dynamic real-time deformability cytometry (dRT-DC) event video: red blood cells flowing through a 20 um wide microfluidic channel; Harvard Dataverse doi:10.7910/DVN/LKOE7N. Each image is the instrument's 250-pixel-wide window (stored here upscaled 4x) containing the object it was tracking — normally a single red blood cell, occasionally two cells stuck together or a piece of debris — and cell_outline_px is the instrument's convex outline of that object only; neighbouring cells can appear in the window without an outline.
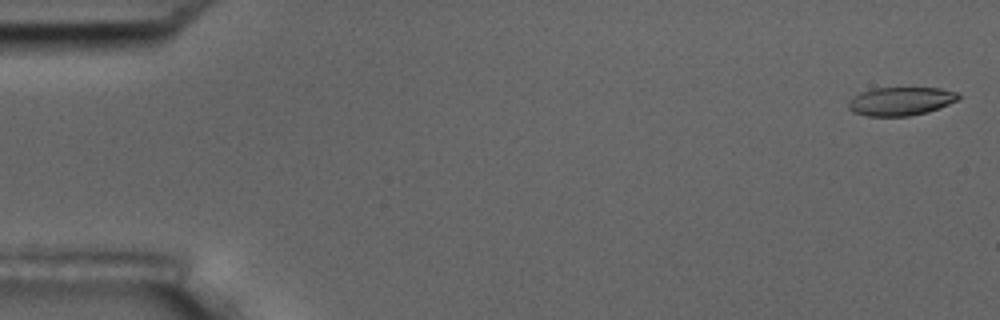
{"species": "common noctule bat (a hibernating species)", "species_latin": "Nyctalus noctula", "temperature_condition": "room temperature", "stored_images_in_passage": 7, "camera_frame_rate_fps": 3000, "um_per_image_px": 0.085, "animal": {"sex": "male", "body_mass_g": 17.5, "forearm_length_mm": 52.3}, "frame": {"image": 1, "passage_image": 1, "time_ms": 0.0, "image_size_px": [1000, 320], "cell_outline_px": [[960, 96], [956, 100], [940, 108], [928, 112], [908, 116], [868, 116], [852, 112], [848, 108], [848, 104], [860, 92], [876, 88], [940, 88], [956, 92]], "centroid_in_image_um": [76.57, 8.61], "position_along_channel_um": 8.4, "area_um2": 18.03}}
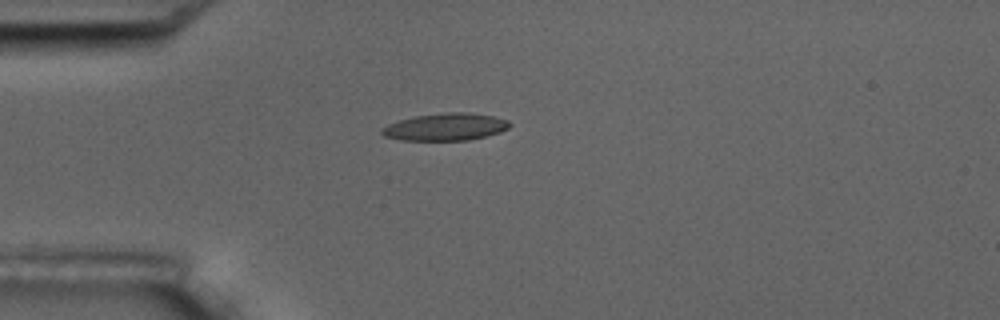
{"frame": {"image": 2, "passage_image": 5, "time_ms": 4.667, "image_size_px": [1000, 320], "cell_outline_px": [[512, 124], [508, 128], [500, 132], [468, 140], [400, 140], [384, 136], [380, 132], [380, 128], [388, 124], [400, 120], [416, 116], [444, 112], [468, 112], [492, 116], [508, 120]], "centroid_in_image_um": [37.85, 10.78], "position_along_channel_um": 47.1, "area_um2": 20.29}}
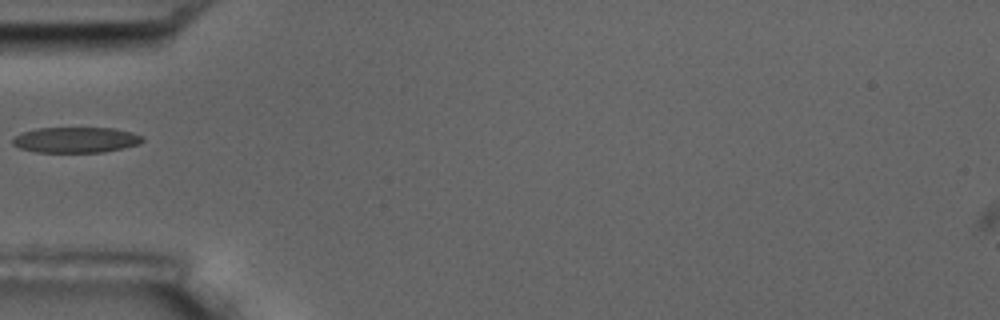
{"frame": {"image": 3, "passage_image": 6, "time_ms": 6.0, "image_size_px": [1000, 320], "cell_outline_px": [[144, 140], [140, 144], [104, 152], [36, 152], [20, 148], [12, 144], [12, 140], [20, 132], [36, 128], [116, 128], [132, 132], [144, 136]], "centroid_in_image_um": [6.46, 11.88], "position_along_channel_um": 78.5, "area_um2": 19.54}}